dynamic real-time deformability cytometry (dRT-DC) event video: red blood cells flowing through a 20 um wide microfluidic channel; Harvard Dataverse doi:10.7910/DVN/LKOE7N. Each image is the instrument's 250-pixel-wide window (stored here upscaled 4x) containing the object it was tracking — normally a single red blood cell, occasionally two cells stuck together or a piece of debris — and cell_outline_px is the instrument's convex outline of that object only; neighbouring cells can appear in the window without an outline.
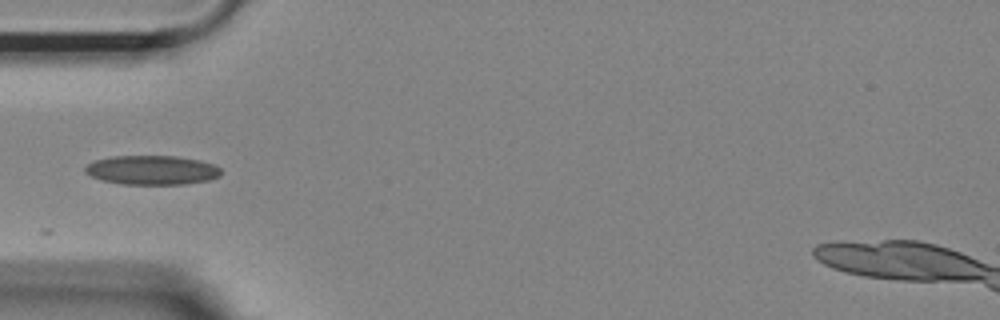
{"species": "Egyptian fruit bat (a non-hibernating species)", "species_latin": "Rousettus aegyptiacus", "temperature_condition": "room temperature", "stored_images_in_passage": 8, "camera_frame_rate_fps": 3000, "um_per_image_px": 0.085, "animal": {"sex": "female"}, "frame": {"image": 1, "passage_image": 1, "time_ms": 0.0, "image_size_px": [1000, 320], "cell_outline_px": [[220, 176], [208, 180], [184, 184], [124, 184], [100, 180], [84, 172], [84, 168], [88, 164], [96, 160], [112, 156], [176, 156], [200, 160], [212, 164], [220, 168]], "centroid_in_image_um": [12.9, 14.45], "position_along_channel_um": 72.1, "area_um2": 23.06}}
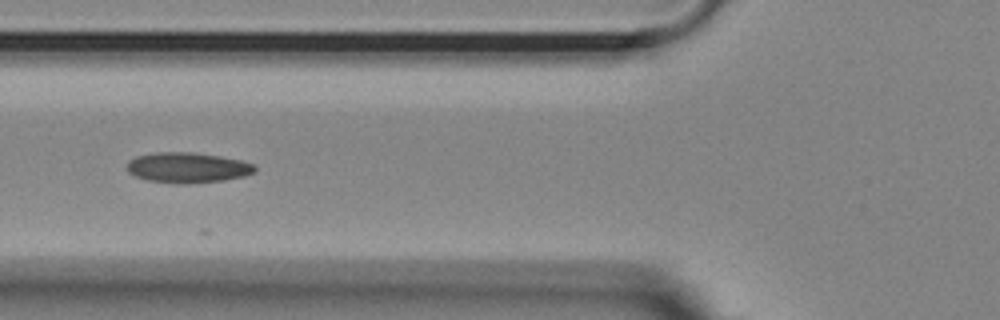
{"frame": {"image": 2, "passage_image": 4, "time_ms": 1.0, "image_size_px": [1000, 320], "cell_outline_px": [[256, 172], [244, 176], [224, 180], [188, 184], [176, 184], [148, 180], [136, 176], [128, 172], [128, 160], [136, 156], [156, 152], [192, 152], [220, 156], [240, 160], [252, 164], [256, 168]], "centroid_in_image_um": [15.94, 14.25], "position_along_channel_um": 109.9, "area_um2": 22.66}}
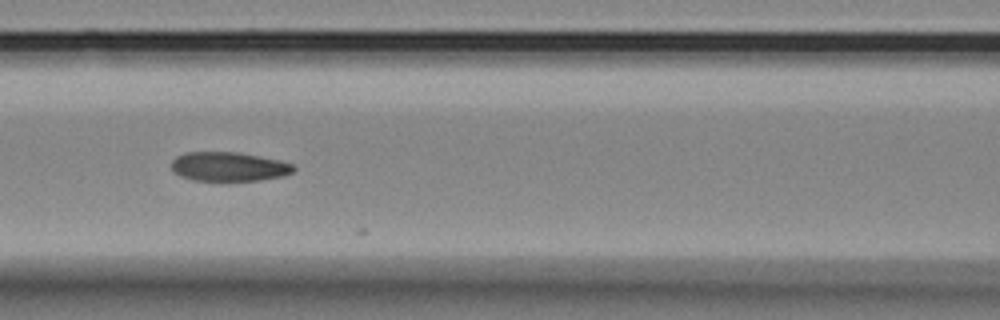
{"frame": {"image": 3, "passage_image": 7, "time_ms": 2.0, "image_size_px": [1000, 320], "cell_outline_px": [[296, 168], [292, 172], [284, 176], [260, 180], [192, 180], [180, 176], [172, 172], [172, 160], [176, 156], [184, 152], [240, 152], [280, 160], [292, 164]], "centroid_in_image_um": [19.43, 14.15], "position_along_channel_um": 147.2, "area_um2": 20.87}}